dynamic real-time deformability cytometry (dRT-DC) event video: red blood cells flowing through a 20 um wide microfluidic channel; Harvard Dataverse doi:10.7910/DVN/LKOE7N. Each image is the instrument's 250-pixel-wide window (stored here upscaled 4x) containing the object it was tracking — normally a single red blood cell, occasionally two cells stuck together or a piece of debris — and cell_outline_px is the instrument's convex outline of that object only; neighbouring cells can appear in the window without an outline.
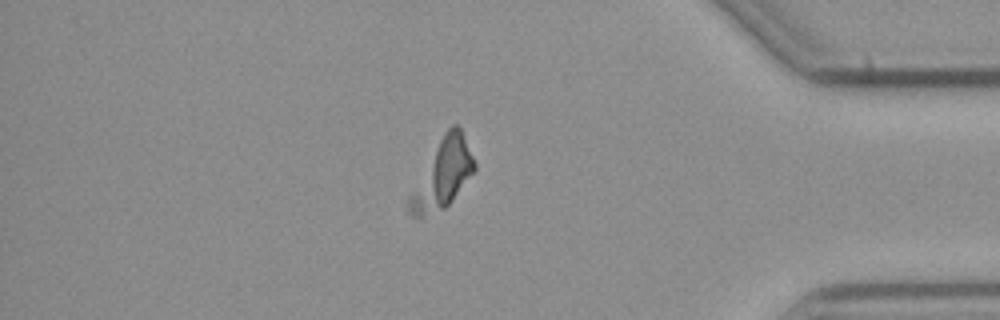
{"species": "common noctule bat (a hibernating species)", "species_latin": "Nyctalus noctula", "temperature_condition": "cold", "stored_images_in_passage": 59, "camera_frame_rate_fps": 3000, "um_per_image_px": 0.085, "animal": {"sex": "male", "body_mass_g": 23.1, "forearm_length_mm": 52.7}, "frame": {"image": 1, "passage_image": 51, "time_ms": 16.667, "image_size_px": [1000, 320], "cell_outline_px": [[476, 168], [452, 200], [444, 208], [420, 216], [412, 216], [408, 212], [408, 196], [444, 132], [452, 124], [456, 124], [460, 128], [476, 164]], "centroid_in_image_um": [37.61, 14.8], "position_along_channel_um": 397.6, "area_um2": 24.97}}
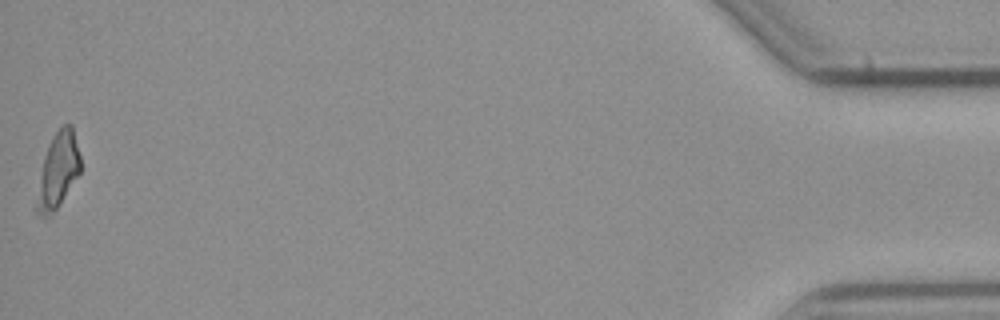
{"frame": {"image": 2, "passage_image": 59, "time_ms": 19.333, "image_size_px": [1000, 320], "cell_outline_px": [[80, 172], [60, 204], [52, 216], [36, 216], [32, 208], [44, 156], [48, 144], [52, 136], [64, 124], [72, 124], [80, 156]], "centroid_in_image_um": [4.86, 14.58], "position_along_channel_um": 430.3, "area_um2": 19.71}}